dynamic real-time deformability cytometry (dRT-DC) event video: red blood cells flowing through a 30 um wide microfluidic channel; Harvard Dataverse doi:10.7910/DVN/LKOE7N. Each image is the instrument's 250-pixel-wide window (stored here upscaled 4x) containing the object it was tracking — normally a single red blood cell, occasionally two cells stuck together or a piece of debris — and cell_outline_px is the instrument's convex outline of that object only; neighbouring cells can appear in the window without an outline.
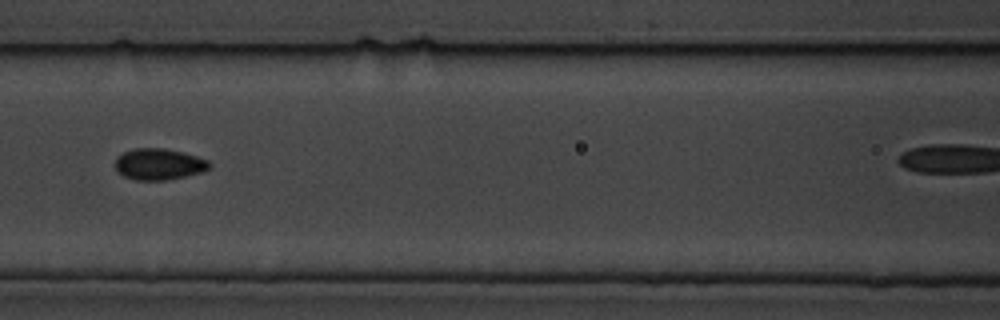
{"species": "common noctule bat (a hibernating species)", "species_latin": "Nyctalus noctula", "temperature_condition": "cold", "stored_images_in_passage": 10, "camera_frame_rate_fps": 3000, "um_per_image_px": 0.085, "animal": {"sex": "male", "body_mass_g": 19.5, "forearm_length_mm": 54.6}, "frame": {"image": 1, "passage_image": 7, "time_ms": 7.0, "image_size_px": [1000, 320], "cell_outline_px": [[212, 168], [204, 172], [168, 180], [136, 180], [124, 176], [116, 168], [116, 156], [124, 152], [136, 148], [164, 148], [184, 152], [208, 160], [212, 164]], "centroid_in_image_um": [13.57, 13.95], "position_along_channel_um": 153.0, "area_um2": 17.34}}
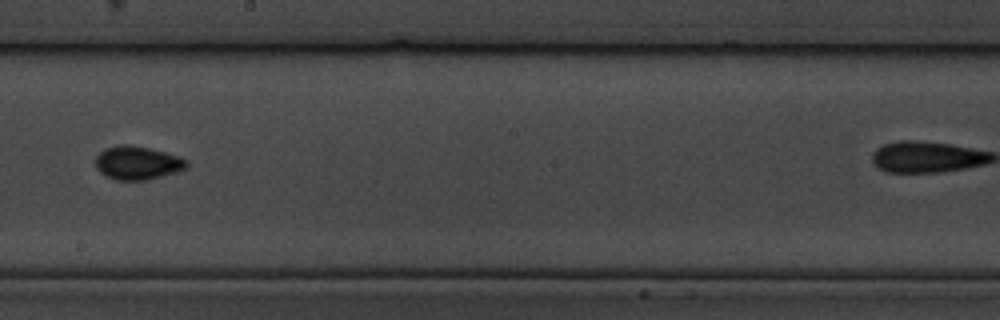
{"frame": {"image": 2, "passage_image": 9, "time_ms": 9.333, "image_size_px": [1000, 320], "cell_outline_px": [[188, 164], [184, 168], [176, 172], [144, 180], [116, 180], [104, 176], [96, 168], [96, 156], [104, 148], [124, 144], [148, 148], [180, 156], [188, 160]], "centroid_in_image_um": [11.65, 13.85], "position_along_channel_um": 236.5, "area_um2": 17.63}}